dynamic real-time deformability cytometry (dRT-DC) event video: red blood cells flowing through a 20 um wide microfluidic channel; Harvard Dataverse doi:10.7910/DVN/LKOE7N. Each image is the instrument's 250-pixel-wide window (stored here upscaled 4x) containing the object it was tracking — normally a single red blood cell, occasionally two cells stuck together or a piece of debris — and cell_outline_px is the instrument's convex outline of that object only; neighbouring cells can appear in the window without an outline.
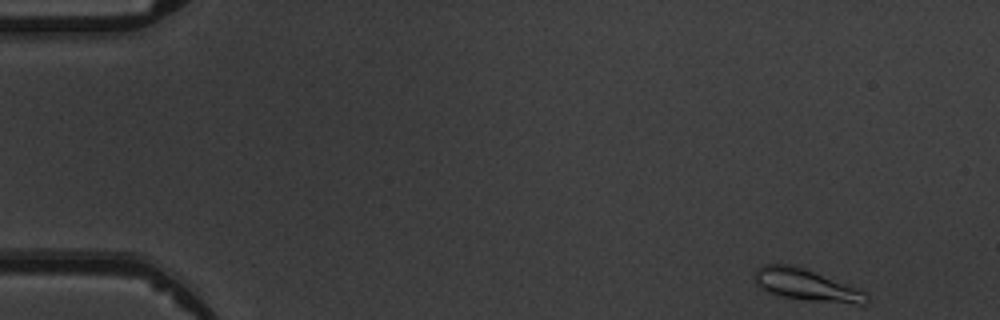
{"species": "common noctule bat (a hibernating species)", "species_latin": "Nyctalus noctula", "temperature_condition": "warm", "stored_images_in_passage": 5, "camera_frame_rate_fps": 3000, "um_per_image_px": 0.085, "animal": {"sex": "male", "body_mass_g": 19.5, "forearm_length_mm": 54.6}, "frame": {"image": 1, "passage_image": 1, "time_ms": 0.0, "image_size_px": [1000, 320], "cell_outline_px": [[872, 300], [868, 304], [856, 304], [808, 300], [780, 296], [768, 292], [760, 288], [756, 284], [756, 268], [764, 264], [792, 264], [804, 268], [868, 292]], "centroid_in_image_um": [68.6, 24.23], "position_along_channel_um": 16.4, "area_um2": 20.75}}
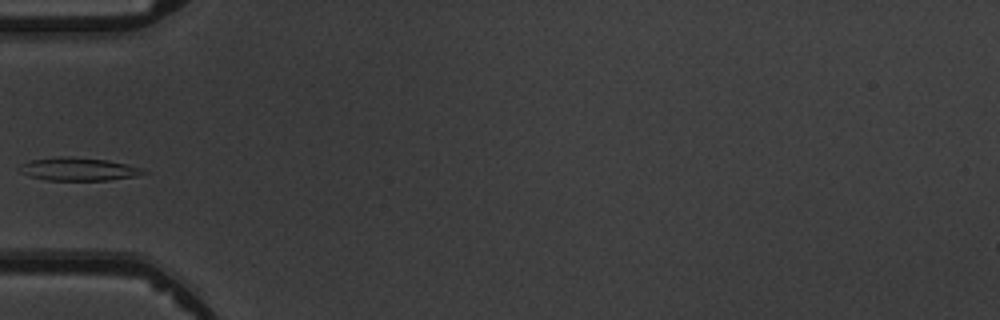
{"frame": {"image": 2, "passage_image": 5, "time_ms": 4.667, "image_size_px": [1000, 320], "cell_outline_px": [[148, 172], [136, 176], [108, 180], [44, 180], [28, 176], [20, 172], [24, 164], [28, 160], [56, 156], [72, 156], [108, 160], [144, 168]], "centroid_in_image_um": [6.69, 14.37], "position_along_channel_um": 78.3, "area_um2": 16.76}}